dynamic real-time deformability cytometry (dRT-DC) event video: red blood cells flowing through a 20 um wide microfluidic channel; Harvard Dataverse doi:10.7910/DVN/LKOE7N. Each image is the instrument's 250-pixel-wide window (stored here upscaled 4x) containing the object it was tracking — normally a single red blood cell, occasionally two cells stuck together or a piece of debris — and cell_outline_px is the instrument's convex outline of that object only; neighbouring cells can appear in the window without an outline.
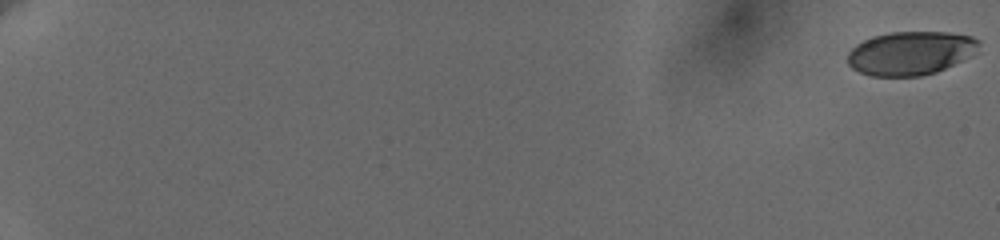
{"species": "human", "species_latin": "Homo sapiens", "temperature_condition": "cold", "stored_images_in_passage": 61, "camera_frame_rate_fps": 3000, "um_per_image_px": 0.085, "donor": {"sex": "female"}, "frame": {"image": 1, "passage_image": 1, "time_ms": 0.0, "image_size_px": [1000, 240], "cell_outline_px": [[980, 52], [972, 56], [936, 72], [920, 76], [872, 76], [860, 72], [852, 68], [848, 64], [848, 52], [856, 44], [864, 40], [876, 36], [892, 32], [948, 32], [972, 36], [980, 40]], "centroid_in_image_um": [77.46, 4.51], "position_along_channel_um": 7.5, "area_um2": 33.58}}
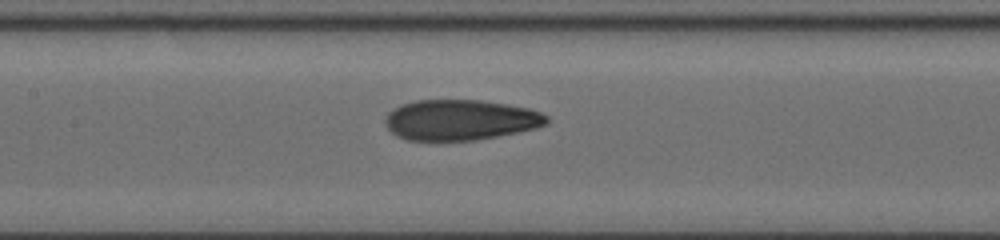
{"frame": {"image": 2, "passage_image": 34, "time_ms": 11.0, "image_size_px": [1000, 240], "cell_outline_px": [[548, 124], [536, 128], [476, 140], [408, 140], [396, 136], [384, 124], [384, 120], [388, 112], [404, 104], [416, 100], [480, 100], [528, 108], [540, 112], [548, 116]], "centroid_in_image_um": [39.12, 10.19], "position_along_channel_um": 168.3, "area_um2": 37.92}}
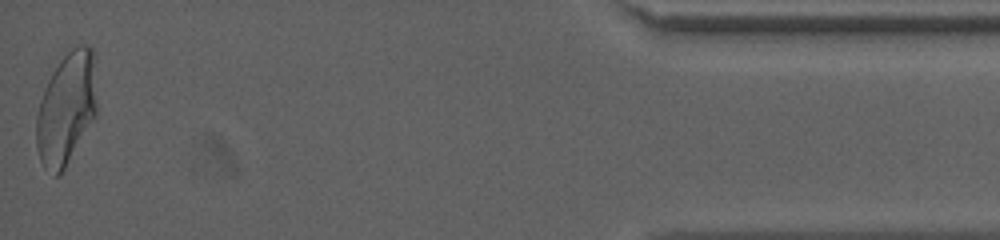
{"frame": {"image": 3, "passage_image": 61, "time_ms": 20.0, "image_size_px": [1000, 240], "cell_outline_px": [[96, 116], [60, 176], [56, 176], [44, 168], [40, 160], [36, 148], [36, 116], [40, 100], [44, 88], [52, 72], [60, 60], [76, 44], [88, 44], [96, 52]], "centroid_in_image_um": [5.66, 9.19], "position_along_channel_um": 429.5, "area_um2": 40.29}, "authors_computed_cell_mechanics": {"area_um2": 37.5122, "velocity_mm_per_s": 3.6388, "shape_relaxation_time_tau1_ms": 9.4859, "shape_relaxation_time_tau2_ms": 1.2232, "deformation_change_tau1": 0.2366, "deformation_change_tau2": 0.0794}}